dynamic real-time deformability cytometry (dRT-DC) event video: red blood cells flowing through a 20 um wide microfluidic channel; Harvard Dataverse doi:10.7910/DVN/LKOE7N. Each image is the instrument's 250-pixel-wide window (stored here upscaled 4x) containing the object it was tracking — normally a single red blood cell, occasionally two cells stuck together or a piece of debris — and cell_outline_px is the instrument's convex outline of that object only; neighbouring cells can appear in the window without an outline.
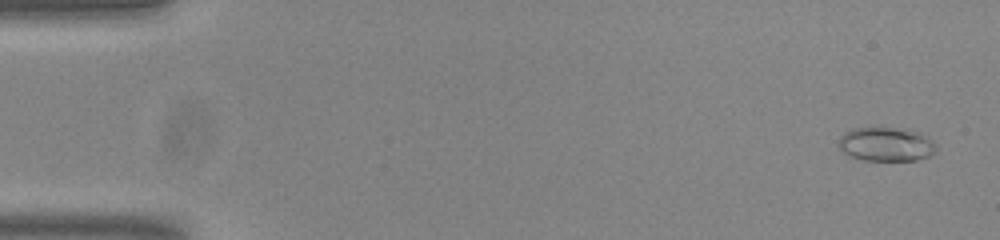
{"species": "common noctule bat (a hibernating species)", "species_latin": "Nyctalus noctula", "temperature_condition": "room temperature", "stored_images_in_passage": 52, "camera_frame_rate_fps": 3000, "um_per_image_px": 0.085, "animal": {"sex": "male", "body_mass_g": 20.0, "forearm_length_mm": 53.3}, "frame": {"image": 1, "passage_image": 1, "time_ms": 0.0, "image_size_px": [1000, 240], "cell_outline_px": [[936, 152], [928, 156], [916, 160], [860, 160], [844, 152], [836, 144], [840, 136], [844, 132], [852, 128], [876, 124], [920, 132], [936, 144]], "centroid_in_image_um": [75.27, 12.21], "position_along_channel_um": 9.7, "area_um2": 20.0}}
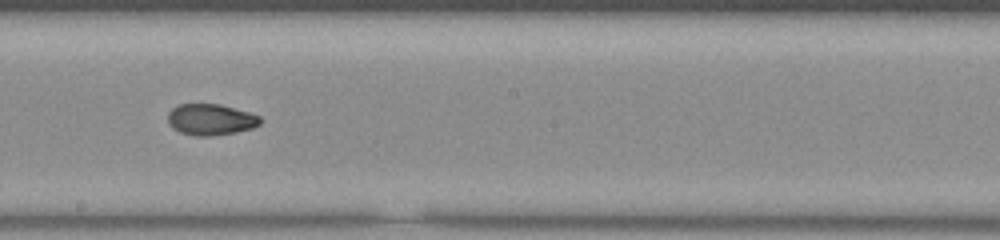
{"frame": {"image": 2, "passage_image": 29, "time_ms": 9.333, "image_size_px": [1000, 240], "cell_outline_px": [[264, 120], [260, 124], [252, 128], [236, 132], [208, 136], [196, 136], [180, 132], [172, 128], [168, 124], [168, 112], [172, 108], [180, 104], [220, 104], [248, 112], [260, 116]], "centroid_in_image_um": [17.91, 10.16], "position_along_channel_um": 230.3, "area_um2": 16.88}}
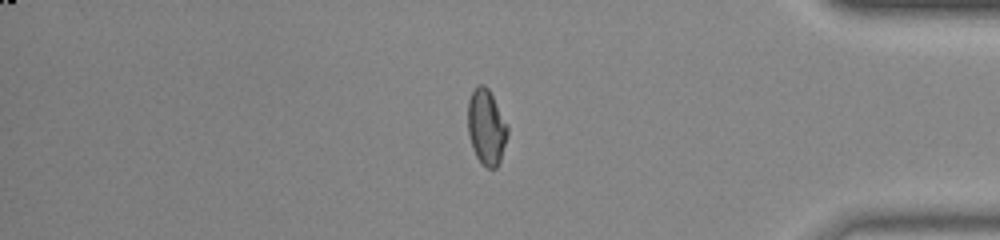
{"frame": {"image": 3, "passage_image": 44, "time_ms": 14.333, "image_size_px": [1000, 240], "cell_outline_px": [[508, 136], [500, 160], [496, 168], [488, 168], [476, 156], [472, 148], [468, 132], [468, 100], [476, 84], [484, 84], [488, 88], [508, 124]], "centroid_in_image_um": [41.35, 10.77], "position_along_channel_um": 393.9, "area_um2": 17.51}, "authors_computed_cell_mechanics": {"area_um2": 17.5134, "velocity_mm_per_s": 3.8287, "shape_relaxation_time_tau1_ms": null, "shape_relaxation_time_tau2_ms": 2.1394, "deformation_change_tau1": null, "deformation_change_tau2": 0.052}}